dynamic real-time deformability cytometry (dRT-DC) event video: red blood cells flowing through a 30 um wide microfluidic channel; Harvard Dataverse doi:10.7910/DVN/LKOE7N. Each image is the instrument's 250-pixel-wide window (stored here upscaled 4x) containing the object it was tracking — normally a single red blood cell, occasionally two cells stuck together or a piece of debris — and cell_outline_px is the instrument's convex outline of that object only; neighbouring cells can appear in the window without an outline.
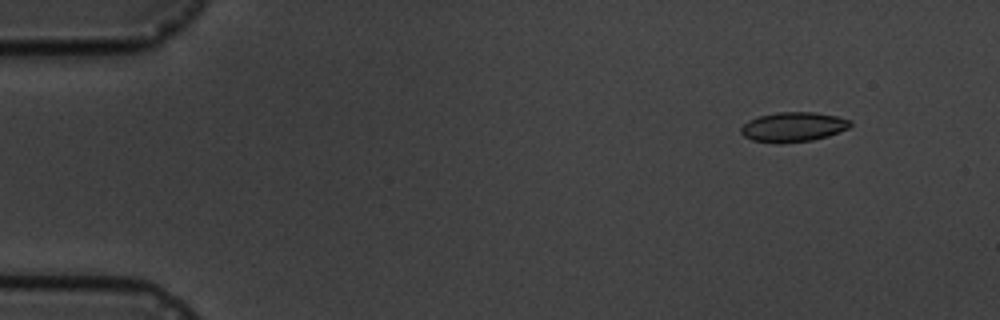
{"species": "common noctule bat (a hibernating species)", "species_latin": "Nyctalus noctula", "temperature_condition": "cold", "stored_images_in_passage": 5, "camera_frame_rate_fps": 3000, "um_per_image_px": 0.085, "animal": {"sex": "male", "body_mass_g": 19.5, "forearm_length_mm": 54.6}, "frame": {"image": 1, "passage_image": 2, "time_ms": 1.0, "image_size_px": [1000, 320], "cell_outline_px": [[852, 124], [848, 128], [828, 136], [812, 140], [776, 144], [752, 140], [744, 136], [740, 132], [740, 128], [748, 120], [760, 116], [776, 112], [816, 112], [836, 116], [852, 120]], "centroid_in_image_um": [67.41, 10.79], "position_along_channel_um": 17.6, "area_um2": 19.02}}
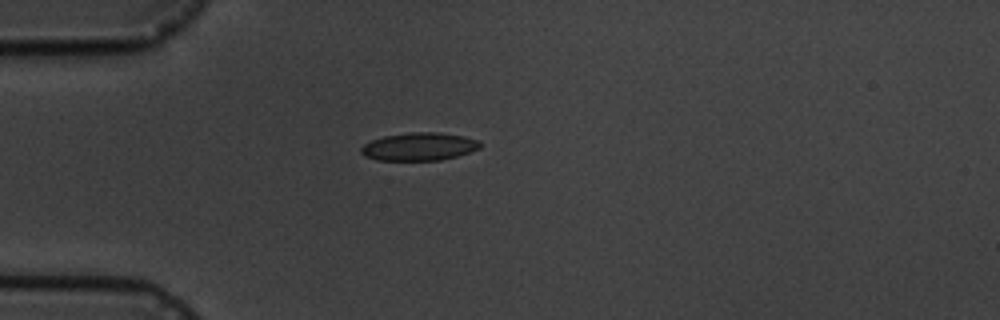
{"frame": {"image": 2, "passage_image": 5, "time_ms": 4.333, "image_size_px": [1000, 320], "cell_outline_px": [[480, 148], [456, 156], [440, 160], [376, 160], [364, 156], [360, 152], [360, 148], [364, 144], [372, 140], [384, 136], [408, 132], [436, 132], [464, 136], [480, 140]], "centroid_in_image_um": [35.6, 12.46], "position_along_channel_um": 49.4, "area_um2": 19.36}}